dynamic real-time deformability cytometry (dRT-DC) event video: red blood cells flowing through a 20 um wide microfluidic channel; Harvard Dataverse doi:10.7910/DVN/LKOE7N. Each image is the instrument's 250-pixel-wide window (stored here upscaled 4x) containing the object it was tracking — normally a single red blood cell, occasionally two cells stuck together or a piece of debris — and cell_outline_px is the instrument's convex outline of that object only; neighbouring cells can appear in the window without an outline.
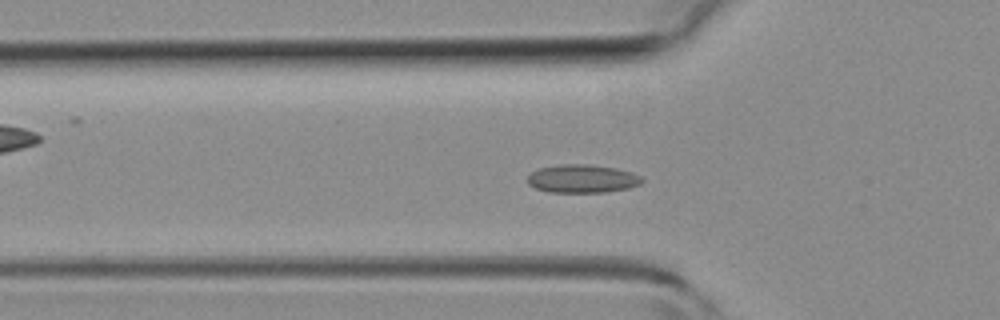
{"species": "common noctule bat (a hibernating species)", "species_latin": "Nyctalus noctula", "temperature_condition": "room temperature", "stored_images_in_passage": 39, "camera_frame_rate_fps": 3000, "um_per_image_px": 0.085, "animal": {"sex": "female", "body_mass_g": 19.3, "forearm_length_mm": 54.1}, "frame": {"image": 1, "passage_image": 9, "time_ms": 2.667, "image_size_px": [1000, 320], "cell_outline_px": [[644, 180], [640, 184], [628, 188], [604, 192], [548, 192], [536, 188], [528, 184], [528, 176], [532, 172], [540, 168], [560, 164], [592, 164], [616, 168], [632, 172], [640, 176]], "centroid_in_image_um": [49.5, 15.18], "position_along_channel_um": 76.3, "area_um2": 18.84}}
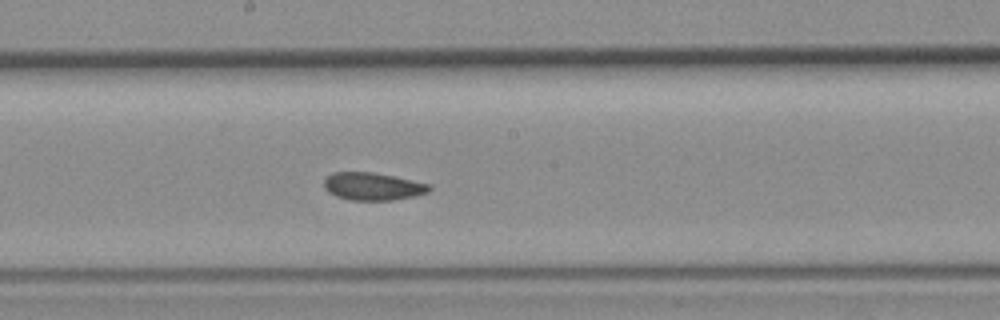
{"frame": {"image": 2, "passage_image": 18, "time_ms": 5.667, "image_size_px": [1000, 320], "cell_outline_px": [[432, 188], [428, 192], [416, 196], [392, 200], [352, 200], [336, 196], [328, 192], [324, 188], [324, 180], [332, 172], [372, 172], [432, 184]], "centroid_in_image_um": [31.7, 15.84], "position_along_channel_um": 216.5, "area_um2": 16.99}}
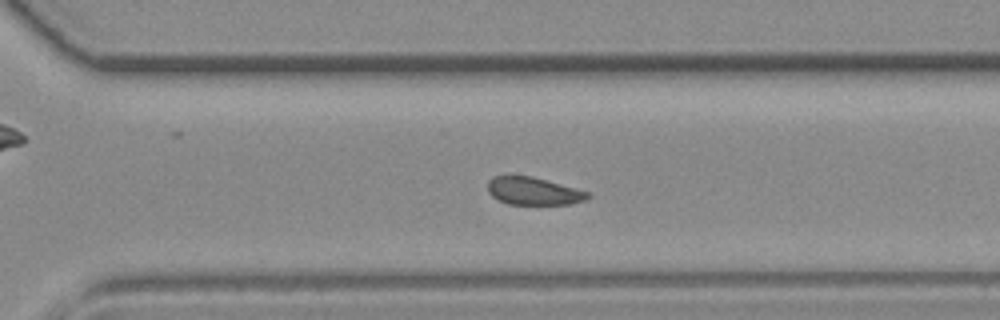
{"frame": {"image": 3, "passage_image": 25, "time_ms": 8.0, "image_size_px": [1000, 320], "cell_outline_px": [[592, 196], [584, 200], [572, 204], [508, 204], [492, 196], [488, 192], [488, 180], [492, 176], [532, 176], [592, 192]], "centroid_in_image_um": [45.39, 16.24], "position_along_channel_um": 325.2, "area_um2": 16.24}}